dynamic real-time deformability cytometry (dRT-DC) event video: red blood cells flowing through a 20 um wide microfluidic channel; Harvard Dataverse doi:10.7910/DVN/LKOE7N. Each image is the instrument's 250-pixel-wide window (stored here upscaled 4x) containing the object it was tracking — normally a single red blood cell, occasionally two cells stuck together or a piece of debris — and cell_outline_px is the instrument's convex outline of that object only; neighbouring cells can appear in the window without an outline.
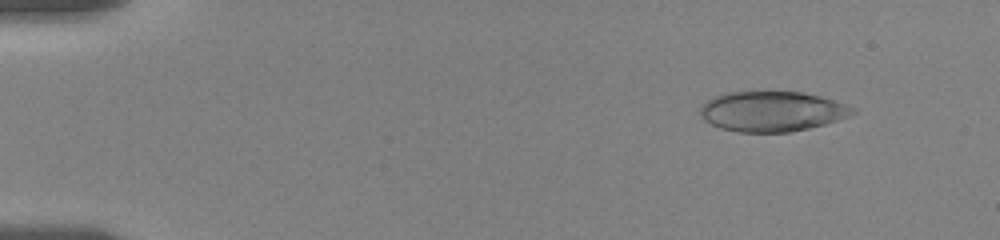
{"species": "human", "species_latin": "Homo sapiens", "temperature_condition": "room temperature", "stored_images_in_passage": 111, "camera_frame_rate_fps": 3000, "um_per_image_px": 0.085, "donor": {"sex": "female"}, "frame": {"image": 1, "passage_image": 15, "time_ms": 2.0, "image_size_px": [1000, 240], "cell_outline_px": [[856, 112], [848, 116], [824, 124], [792, 132], [736, 132], [720, 128], [704, 120], [700, 116], [700, 108], [708, 100], [716, 96], [728, 92], [800, 92], [820, 96], [856, 108]], "centroid_in_image_um": [65.6, 9.48], "position_along_channel_um": 19.4, "area_um2": 35.37}}
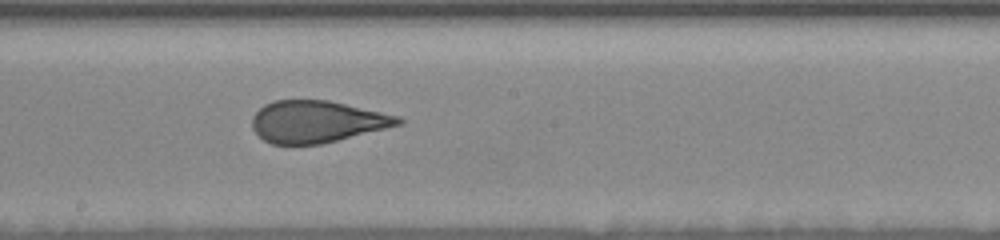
{"frame": {"image": 2, "passage_image": 60, "time_ms": 10.667, "image_size_px": [1000, 240], "cell_outline_px": [[404, 124], [320, 144], [272, 144], [264, 140], [252, 128], [252, 116], [264, 104], [272, 100], [328, 100], [400, 116], [404, 120]], "centroid_in_image_um": [26.94, 10.33], "position_along_channel_um": 221.3, "area_um2": 35.6}}
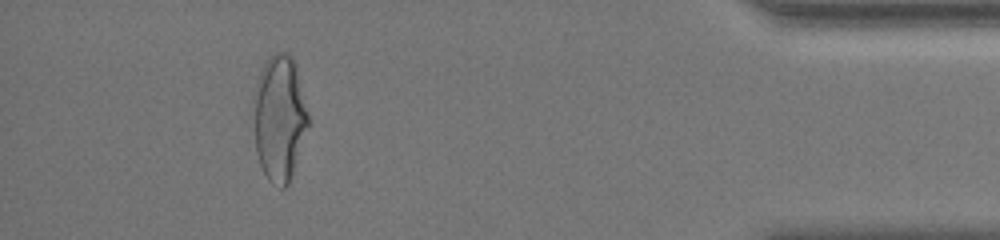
{"frame": {"image": 3, "passage_image": 102, "time_ms": 17.333, "image_size_px": [1000, 240], "cell_outline_px": [[308, 124], [288, 184], [284, 188], [280, 188], [272, 184], [268, 180], [260, 164], [256, 152], [252, 100], [256, 80], [268, 56], [276, 52], [288, 52], [292, 56], [296, 64], [308, 112]], "centroid_in_image_um": [23.72, 9.97], "position_along_channel_um": 411.5, "area_um2": 40.17}, "authors_computed_cell_mechanics": {"area_um2": 36.992, "velocity_mm_per_s": 3.5717, "shape_relaxation_time_tau1_ms": null, "shape_relaxation_time_tau2_ms": 1.0393, "deformation_change_tau1": null, "deformation_change_tau2": 0.0958}}